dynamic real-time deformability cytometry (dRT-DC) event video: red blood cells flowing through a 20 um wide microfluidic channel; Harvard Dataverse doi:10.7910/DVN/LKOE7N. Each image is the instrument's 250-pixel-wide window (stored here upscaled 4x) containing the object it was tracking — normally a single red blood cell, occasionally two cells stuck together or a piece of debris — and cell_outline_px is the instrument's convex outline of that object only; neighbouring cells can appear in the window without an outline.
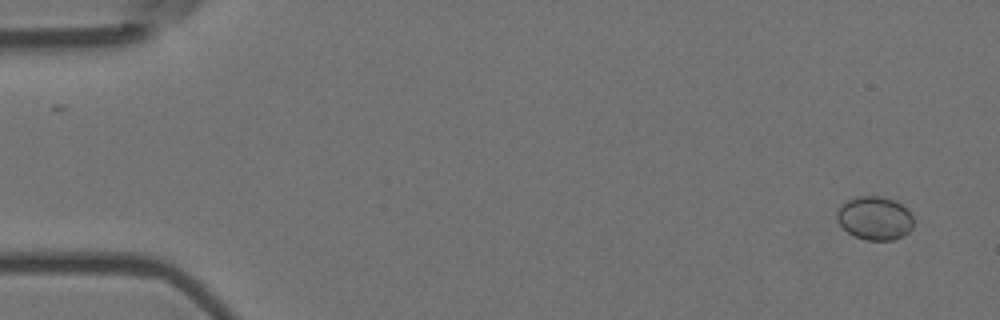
{"species": "Egyptian fruit bat (a non-hibernating species)", "species_latin": "Rousettus aegyptiacus", "temperature_condition": "room temperature", "stored_images_in_passage": 2, "camera_frame_rate_fps": 3000, "um_per_image_px": 0.085, "animal": {"sex": "female"}, "frame": {"image": 1, "passage_image": 2, "time_ms": 0.333, "image_size_px": [1000, 320], "cell_outline_px": [[912, 228], [908, 232], [892, 240], [868, 240], [856, 236], [848, 232], [836, 220], [836, 212], [848, 200], [856, 196], [880, 196], [896, 200], [908, 208], [912, 216]], "centroid_in_image_um": [74.37, 18.52], "position_along_channel_um": 10.6, "area_um2": 19.31}}